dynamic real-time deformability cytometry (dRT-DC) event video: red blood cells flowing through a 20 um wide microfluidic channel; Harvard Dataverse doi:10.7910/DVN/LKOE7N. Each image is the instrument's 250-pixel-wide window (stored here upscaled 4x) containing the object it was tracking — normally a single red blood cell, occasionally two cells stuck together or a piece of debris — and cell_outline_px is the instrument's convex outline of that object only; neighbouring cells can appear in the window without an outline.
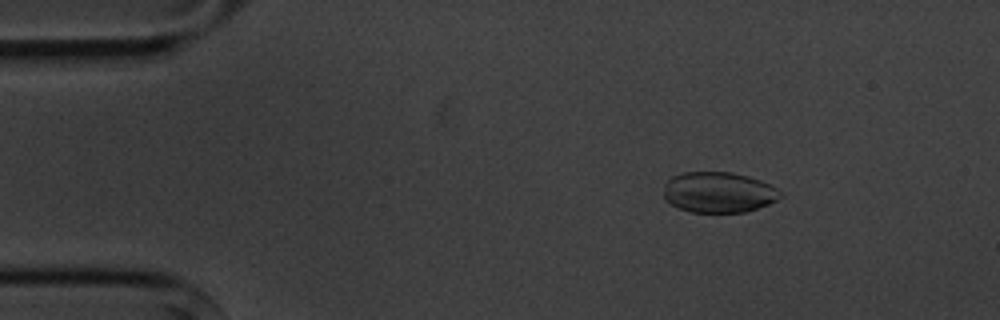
{"species": "common noctule bat (a hibernating species)", "species_latin": "Nyctalus noctula", "temperature_condition": "cold", "stored_images_in_passage": 8, "camera_frame_rate_fps": 3000, "um_per_image_px": 0.085, "animal": {"sex": "male", "body_mass_g": 20.1, "forearm_length_mm": 53.5}, "frame": {"image": 1, "passage_image": 2, "time_ms": 1.333, "image_size_px": [1000, 320], "cell_outline_px": [[784, 196], [768, 204], [744, 212], [692, 212], [680, 208], [664, 200], [664, 184], [672, 176], [684, 172], [732, 172], [748, 176], [760, 180], [776, 188]], "centroid_in_image_um": [61.06, 16.34], "position_along_channel_um": 23.9, "area_um2": 27.57}}
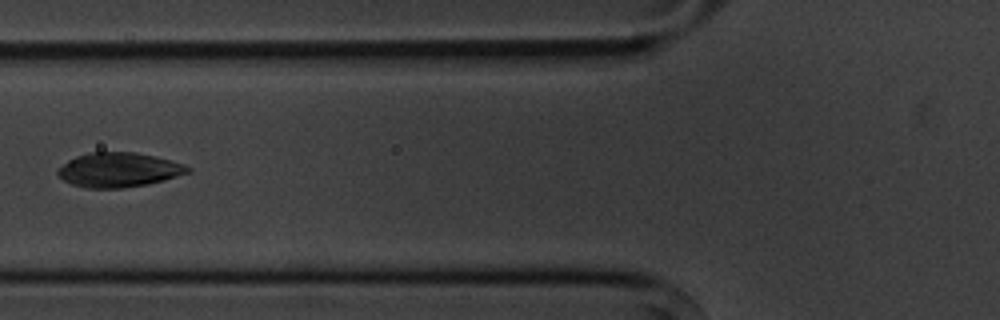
{"frame": {"image": 2, "passage_image": 5, "time_ms": 5.667, "image_size_px": [1000, 320], "cell_outline_px": [[192, 172], [164, 180], [148, 184], [124, 188], [88, 188], [72, 184], [64, 180], [56, 172], [68, 160], [76, 156], [92, 152], [136, 152], [156, 156], [172, 160], [184, 164], [192, 168]], "centroid_in_image_um": [10.15, 14.43], "position_along_channel_um": 115.6, "area_um2": 26.18}}
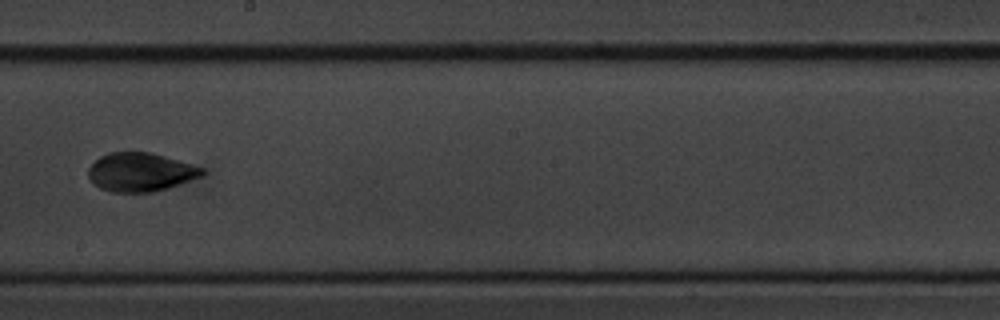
{"frame": {"image": 3, "passage_image": 8, "time_ms": 9.0, "image_size_px": [1000, 320], "cell_outline_px": [[208, 172], [204, 176], [156, 192], [112, 192], [100, 188], [92, 184], [88, 176], [88, 168], [100, 156], [108, 152], [148, 152], [164, 156], [192, 164], [204, 168]], "centroid_in_image_um": [11.96, 14.64], "position_along_channel_um": 236.2, "area_um2": 25.95}}